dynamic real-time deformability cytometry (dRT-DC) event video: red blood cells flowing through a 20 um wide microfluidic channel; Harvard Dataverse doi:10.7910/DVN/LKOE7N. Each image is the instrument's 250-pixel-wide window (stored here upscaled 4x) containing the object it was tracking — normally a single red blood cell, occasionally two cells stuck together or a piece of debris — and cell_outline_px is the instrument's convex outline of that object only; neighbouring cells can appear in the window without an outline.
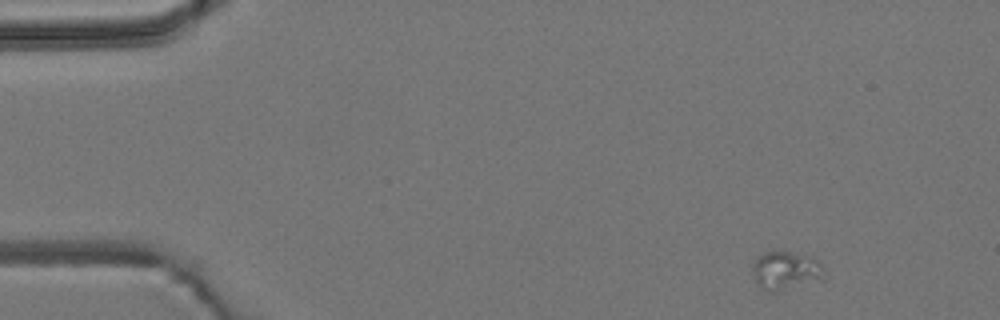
{"species": "common noctule bat (a hibernating species)", "species_latin": "Nyctalus noctula", "temperature_condition": "room temperature", "stored_images_in_passage": 5, "camera_frame_rate_fps": 3000, "um_per_image_px": 0.085, "animal": {"sex": "male", "body_mass_g": 19.2, "forearm_length_mm": 51.8}, "frame": {"image": 1, "passage_image": 1, "time_ms": 0.0, "image_size_px": [1000, 320], "cell_outline_px": [[824, 280], [772, 292], [768, 292], [756, 280], [752, 268], [752, 264], [756, 256], [772, 248], [812, 256], [820, 260], [824, 268]], "centroid_in_image_um": [66.83, 22.93], "position_along_channel_um": 18.2, "area_um2": 16.59}}
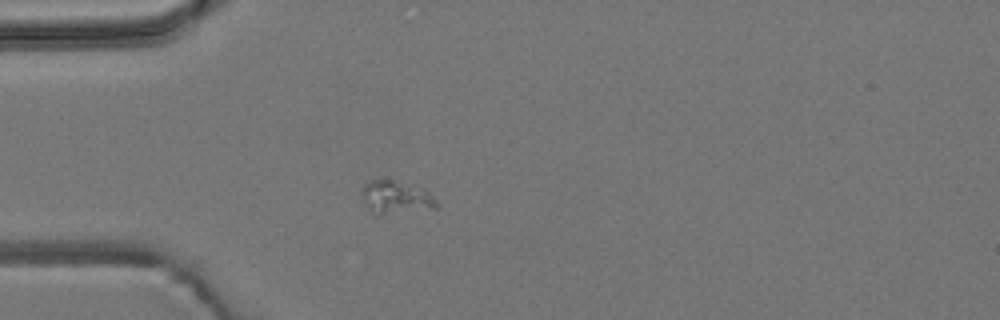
{"frame": {"image": 2, "passage_image": 4, "time_ms": 1.0, "image_size_px": [1000, 320], "cell_outline_px": [[436, 208], [384, 212], [372, 212], [364, 204], [360, 192], [364, 184], [368, 180], [392, 180], [424, 188], [436, 200]], "centroid_in_image_um": [33.6, 16.71], "position_along_channel_um": 51.4, "area_um2": 13.76}}